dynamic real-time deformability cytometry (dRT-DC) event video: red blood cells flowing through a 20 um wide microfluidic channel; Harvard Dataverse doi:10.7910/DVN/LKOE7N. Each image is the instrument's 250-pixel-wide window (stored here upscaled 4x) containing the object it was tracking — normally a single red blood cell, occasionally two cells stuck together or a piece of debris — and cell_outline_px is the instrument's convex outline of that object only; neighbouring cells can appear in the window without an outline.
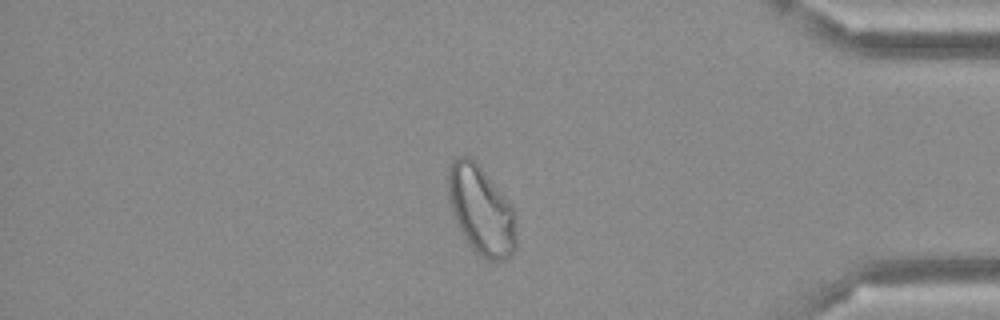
{"species": "Egyptian fruit bat (a non-hibernating species)", "species_latin": "Rousettus aegyptiacus", "temperature_condition": "cold", "stored_images_in_passage": 49, "camera_frame_rate_fps": 3000, "um_per_image_px": 0.085, "frame": {"image": 1, "passage_image": 42, "time_ms": 13.667, "image_size_px": [1000, 320], "cell_outline_px": [[516, 248], [508, 260], [488, 260], [480, 256], [472, 248], [464, 236], [452, 212], [448, 196], [448, 168], [452, 160], [456, 156], [472, 156], [476, 160], [508, 200], [516, 216]], "centroid_in_image_um": [40.91, 17.85], "position_along_channel_um": 394.3, "area_um2": 35.49}}